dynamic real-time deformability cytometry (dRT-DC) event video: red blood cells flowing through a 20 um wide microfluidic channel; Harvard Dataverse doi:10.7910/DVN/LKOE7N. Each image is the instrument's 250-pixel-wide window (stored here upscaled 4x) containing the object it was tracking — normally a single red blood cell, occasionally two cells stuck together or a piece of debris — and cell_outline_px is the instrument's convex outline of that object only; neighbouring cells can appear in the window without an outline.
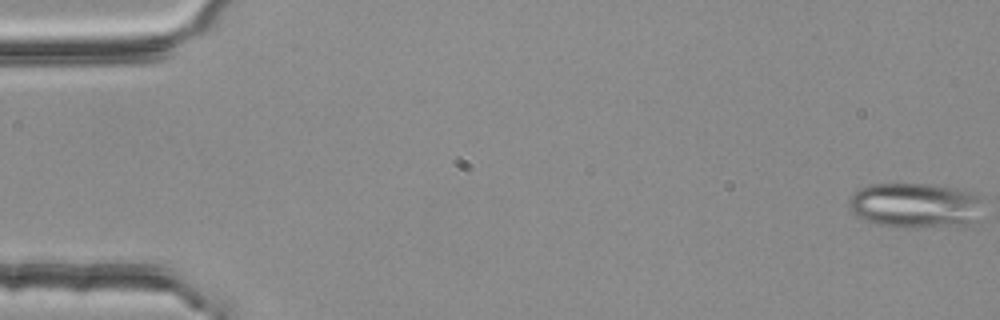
{"species": "common noctule bat (a hibernating species)", "species_latin": "Nyctalus noctula", "temperature_condition": "room temperature", "stored_images_in_passage": 55, "segment_of_instrument_passage": [1, 2], "camera_frame_rate_fps": 3000, "um_per_image_px": 0.085, "animal": {"sex": "female", "body_mass_g": 25.1}, "frame": {"image": 1, "passage_image": 1, "time_ms": 0.0, "image_size_px": [1000, 320], "cell_outline_px": [[984, 196], [972, 220], [968, 224], [908, 228], [876, 224], [864, 220], [856, 216], [852, 212], [848, 204], [848, 200], [852, 192], [868, 184], [928, 184], [960, 188]], "centroid_in_image_um": [77.72, 17.43], "position_along_channel_um": 7.3, "area_um2": 35.26}}